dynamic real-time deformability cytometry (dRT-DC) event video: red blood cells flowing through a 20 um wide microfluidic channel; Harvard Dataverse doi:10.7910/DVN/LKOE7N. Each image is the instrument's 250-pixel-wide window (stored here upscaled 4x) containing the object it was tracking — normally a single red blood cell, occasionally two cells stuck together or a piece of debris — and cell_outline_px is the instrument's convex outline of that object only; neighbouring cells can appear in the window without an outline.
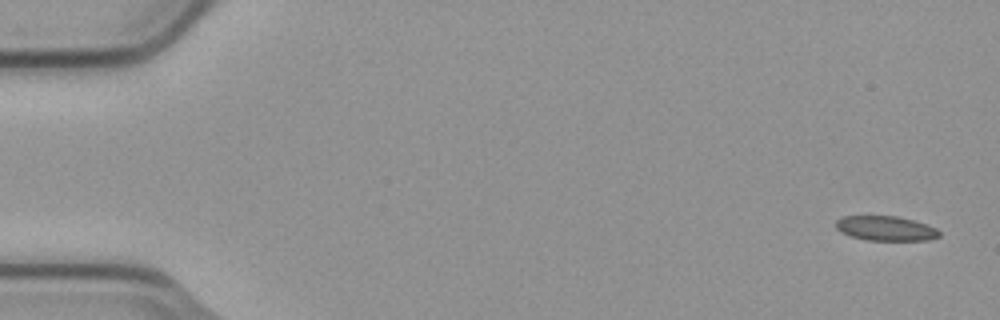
{"species": "common noctule bat (a hibernating species)", "species_latin": "Nyctalus noctula", "temperature_condition": "cold", "stored_images_in_passage": 6, "camera_frame_rate_fps": 3000, "um_per_image_px": 0.085, "animal": {"sex": "male", "body_mass_g": 23.1, "forearm_length_mm": 52.7}, "frame": {"image": 1, "passage_image": 1, "time_ms": 0.0, "image_size_px": [1000, 320], "cell_outline_px": [[940, 236], [928, 240], [868, 240], [852, 236], [836, 228], [836, 220], [844, 216], [896, 216], [912, 220], [936, 228], [940, 232]], "centroid_in_image_um": [75.3, 19.41], "position_along_channel_um": 9.7, "area_um2": 14.57}}
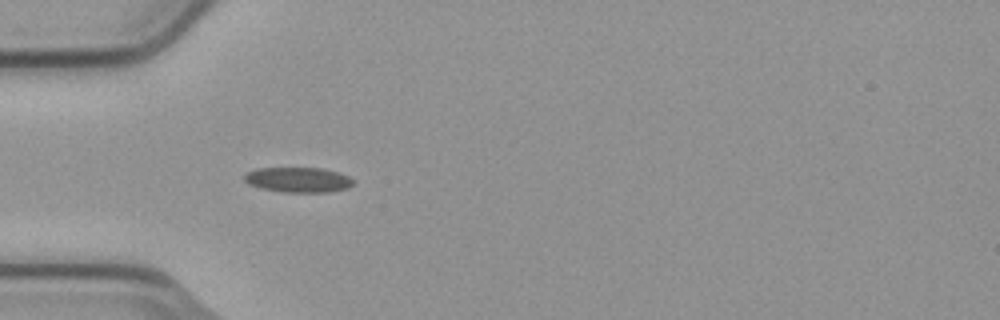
{"frame": {"image": 2, "passage_image": 5, "time_ms": 1.333, "image_size_px": [1000, 320], "cell_outline_px": [[352, 184], [348, 188], [332, 192], [280, 192], [260, 188], [248, 184], [244, 180], [244, 176], [248, 172], [256, 168], [324, 168], [348, 176], [352, 180]], "centroid_in_image_um": [25.32, 15.29], "position_along_channel_um": 59.7, "area_um2": 15.95}}
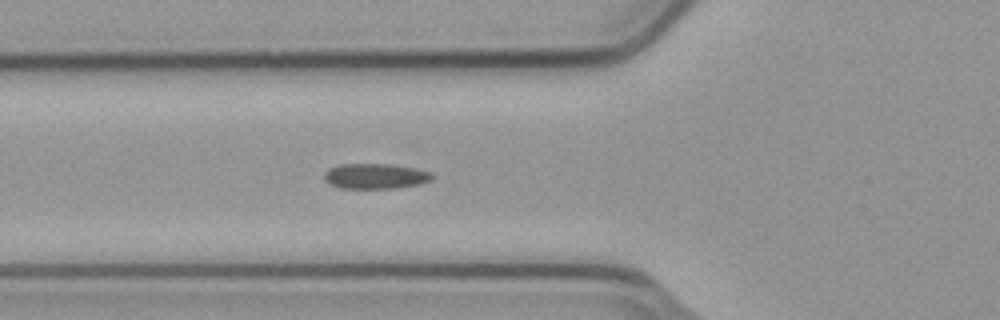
{"frame": {"image": 3, "passage_image": 6, "time_ms": 1.667, "image_size_px": [1000, 320], "cell_outline_px": [[436, 176], [432, 180], [420, 184], [396, 188], [340, 188], [328, 184], [324, 180], [324, 172], [328, 168], [340, 164], [388, 164], [412, 168], [432, 172]], "centroid_in_image_um": [31.89, 14.98], "position_along_channel_um": 93.9, "area_um2": 16.07}}